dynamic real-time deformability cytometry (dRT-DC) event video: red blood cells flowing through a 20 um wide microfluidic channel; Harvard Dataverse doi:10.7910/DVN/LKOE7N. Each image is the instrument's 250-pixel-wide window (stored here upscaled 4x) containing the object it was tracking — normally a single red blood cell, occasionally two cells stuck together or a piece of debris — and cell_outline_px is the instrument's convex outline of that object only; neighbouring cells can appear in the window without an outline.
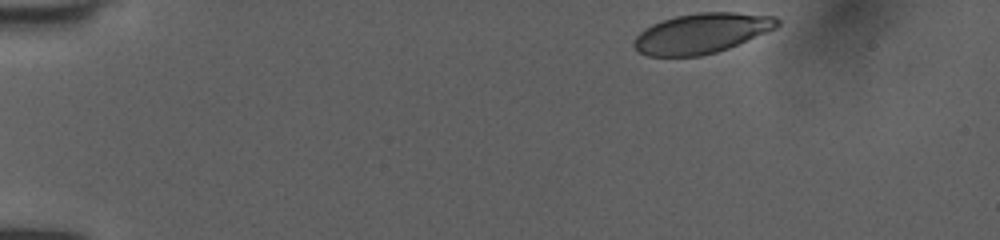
{"species": "human", "species_latin": "Homo sapiens", "temperature_condition": "room temperature", "stored_images_in_passage": 39, "camera_frame_rate_fps": 3000, "um_per_image_px": 0.085, "donor": {"sex": "female"}, "frame": {"image": 1, "passage_image": 1, "time_ms": 0.0, "image_size_px": [1000, 240], "cell_outline_px": [[780, 24], [776, 28], [728, 48], [716, 52], [700, 56], [648, 56], [640, 52], [632, 44], [636, 36], [644, 28], [652, 24], [676, 16], [696, 12], [736, 12], [776, 16], [780, 20]], "centroid_in_image_um": [59.65, 2.82], "position_along_channel_um": 25.4, "area_um2": 33.41}}
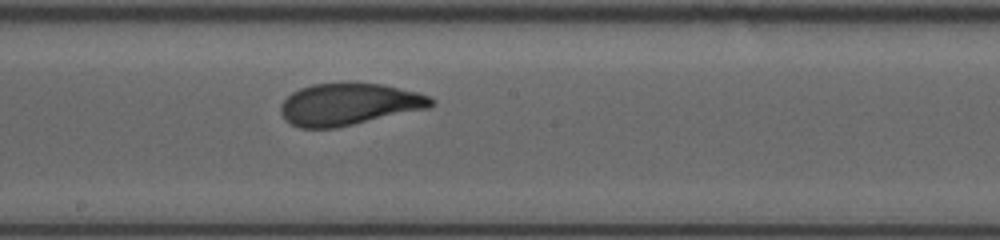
{"frame": {"image": 2, "passage_image": 23, "time_ms": 7.333, "image_size_px": [1000, 240], "cell_outline_px": [[436, 104], [432, 108], [336, 128], [300, 128], [284, 120], [280, 112], [280, 104], [292, 92], [300, 88], [312, 84], [348, 80], [384, 84], [416, 92], [428, 96], [436, 100]], "centroid_in_image_um": [29.69, 8.83], "position_along_channel_um": 218.5, "area_um2": 37.92}}
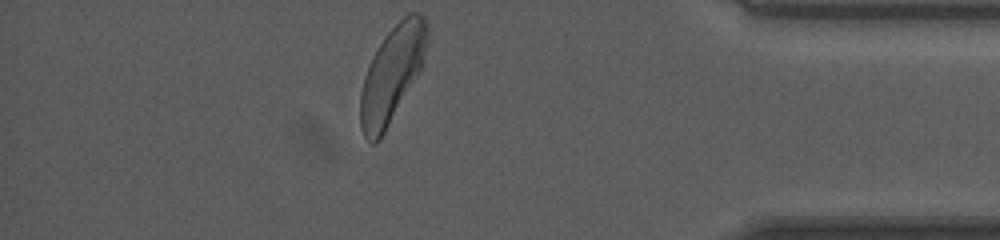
{"frame": {"image": 3, "passage_image": 39, "time_ms": 12.667, "image_size_px": [1000, 240], "cell_outline_px": [[428, 44], [420, 72], [380, 140], [376, 144], [372, 144], [364, 136], [360, 124], [360, 92], [364, 76], [368, 64], [372, 56], [384, 36], [408, 12], [420, 12], [424, 16], [428, 28]], "centroid_in_image_um": [33.33, 6.3], "position_along_channel_um": 401.9, "area_um2": 37.69}, "authors_computed_cell_mechanics": {"area_um2": 37.1076, "velocity_mm_per_s": 3.9986, "shape_relaxation_time_tau1_ms": 2.8536, "shape_relaxation_time_tau2_ms": 0.7903, "deformation_change_tau1": 0.1441, "deformation_change_tau2": 0.0654}}